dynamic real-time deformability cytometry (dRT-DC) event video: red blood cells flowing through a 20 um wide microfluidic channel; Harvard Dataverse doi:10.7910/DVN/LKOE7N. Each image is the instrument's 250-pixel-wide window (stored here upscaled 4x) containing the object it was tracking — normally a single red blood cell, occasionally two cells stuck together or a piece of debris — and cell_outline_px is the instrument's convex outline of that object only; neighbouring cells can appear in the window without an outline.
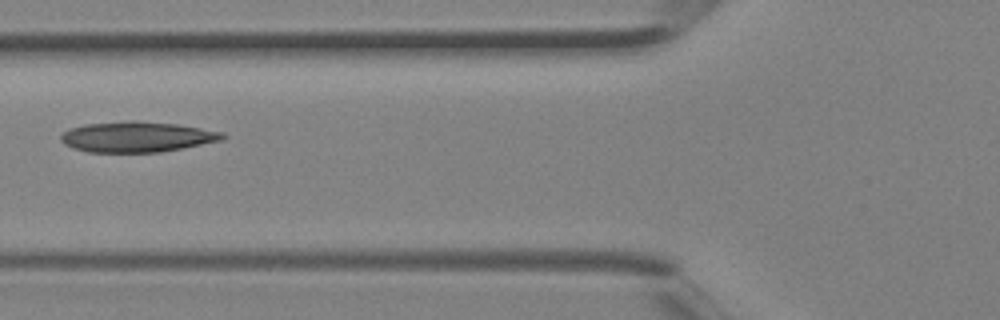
{"species": "Egyptian fruit bat (a non-hibernating species)", "species_latin": "Rousettus aegyptiacus", "temperature_condition": "room temperature", "stored_images_in_passage": 4, "camera_frame_rate_fps": 3000, "um_per_image_px": 0.085, "animal": {"sex": "female"}, "frame": {"image": 1, "passage_image": 4, "time_ms": 1.0, "image_size_px": [1000, 320], "cell_outline_px": [[228, 136], [224, 140], [184, 148], [160, 152], [88, 152], [72, 148], [64, 144], [60, 140], [60, 136], [68, 128], [84, 124], [128, 120], [136, 120], [180, 124], [224, 132]], "centroid_in_image_um": [11.67, 11.62], "position_along_channel_um": 114.1, "area_um2": 29.3}}